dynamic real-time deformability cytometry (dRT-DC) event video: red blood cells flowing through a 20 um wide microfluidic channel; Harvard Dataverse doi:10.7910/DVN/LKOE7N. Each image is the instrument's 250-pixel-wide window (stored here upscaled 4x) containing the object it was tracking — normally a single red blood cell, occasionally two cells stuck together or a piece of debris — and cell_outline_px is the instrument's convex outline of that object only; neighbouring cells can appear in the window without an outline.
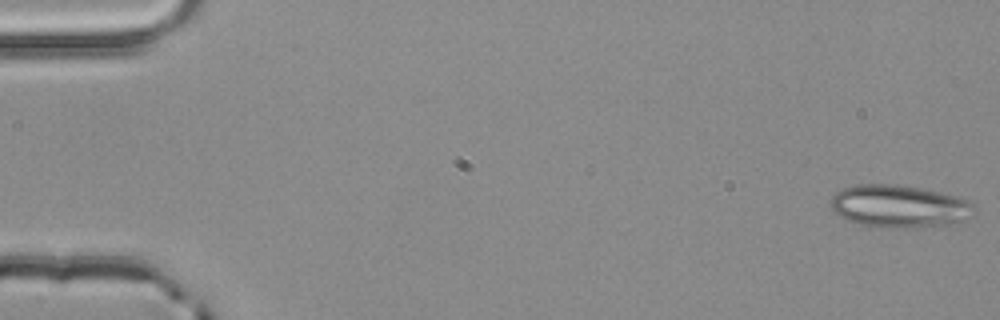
{"species": "common noctule bat (a hibernating species)", "species_latin": "Nyctalus noctula", "temperature_condition": "room temperature", "stored_images_in_passage": 51, "camera_frame_rate_fps": 3000, "um_per_image_px": 0.085, "animal": {"sex": "male", "body_mass_g": 20.4}, "frame": {"image": 1, "passage_image": 1, "time_ms": 0.0, "image_size_px": [1000, 320], "cell_outline_px": [[976, 212], [952, 224], [904, 228], [880, 228], [860, 224], [848, 220], [832, 212], [832, 196], [836, 192], [844, 188], [856, 184], [896, 184], [920, 188], [940, 192], [956, 196], [972, 204], [976, 208]], "centroid_in_image_um": [76.4, 17.53], "position_along_channel_um": 8.6, "area_um2": 35.49}}
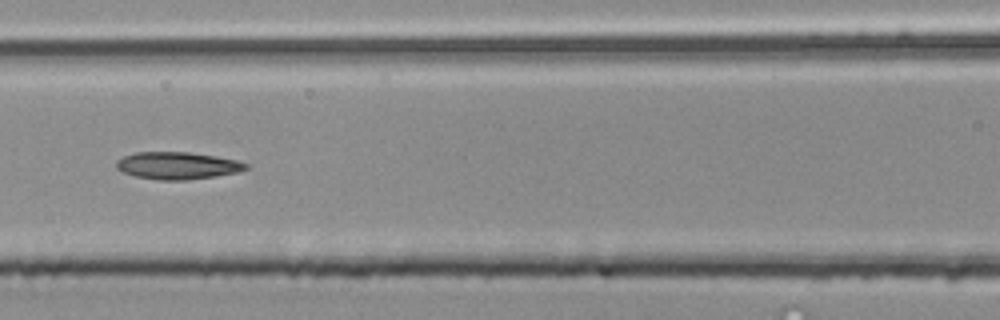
{"frame": {"image": 2, "passage_image": 24, "time_ms": 7.667, "image_size_px": [1000, 320], "cell_outline_px": [[248, 168], [236, 172], [216, 176], [188, 180], [160, 180], [136, 176], [124, 172], [116, 168], [116, 160], [124, 156], [136, 152], [192, 152], [216, 156], [236, 160], [248, 164]], "centroid_in_image_um": [15.08, 14.07], "position_along_channel_um": 151.5, "area_um2": 20.52}}
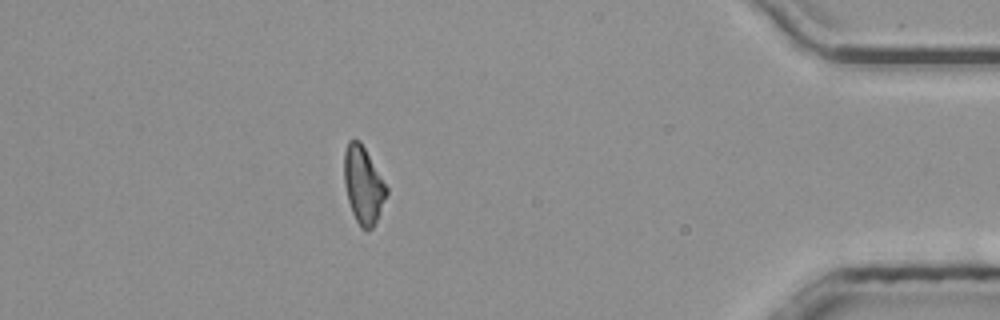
{"frame": {"image": 3, "passage_image": 47, "time_ms": 15.333, "image_size_px": [1000, 320], "cell_outline_px": [[388, 192], [380, 212], [372, 228], [360, 228], [352, 212], [348, 200], [344, 184], [344, 152], [348, 140], [360, 140], [388, 188]], "centroid_in_image_um": [30.86, 15.7], "position_along_channel_um": 404.3, "area_um2": 18.84}, "authors_computed_cell_mechanics": {"area_um2": 20.3456, "velocity_mm_per_s": 3.9252, "shape_relaxation_time_tau1_ms": 4.6014, "shape_relaxation_time_tau2_ms": 4.2505, "deformation_change_tau1": 0.1303, "deformation_change_tau2": 0.1292}}